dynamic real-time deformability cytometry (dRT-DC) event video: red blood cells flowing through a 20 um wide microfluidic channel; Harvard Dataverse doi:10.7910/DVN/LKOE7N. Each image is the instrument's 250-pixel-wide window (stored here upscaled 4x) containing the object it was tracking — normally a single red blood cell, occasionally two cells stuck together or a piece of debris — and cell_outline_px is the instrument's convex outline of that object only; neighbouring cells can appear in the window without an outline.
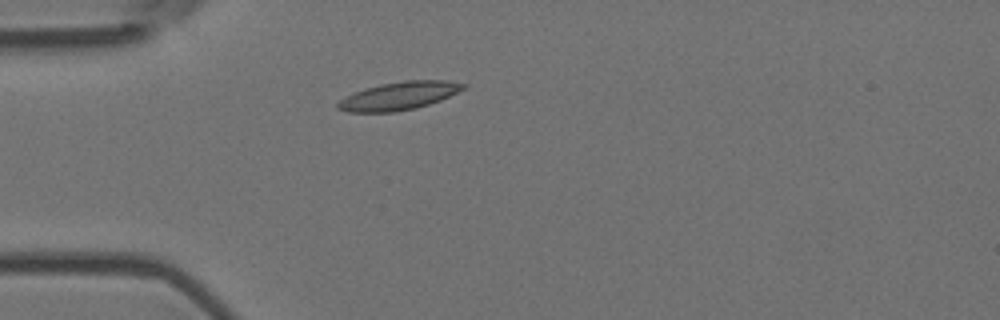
{"species": "Egyptian fruit bat (a non-hibernating species)", "species_latin": "Rousettus aegyptiacus", "temperature_condition": "room temperature", "stored_images_in_passage": 4, "camera_frame_rate_fps": 3000, "um_per_image_px": 0.085, "animal": {"sex": "female"}, "frame": {"image": 1, "passage_image": 3, "time_ms": 0.667, "image_size_px": [1000, 320], "cell_outline_px": [[468, 88], [440, 100], [416, 108], [396, 112], [348, 112], [336, 108], [336, 104], [340, 100], [356, 92], [380, 84], [404, 80], [448, 80], [468, 84]], "centroid_in_image_um": [33.98, 8.14], "position_along_channel_um": 51.0, "area_um2": 20.52}}